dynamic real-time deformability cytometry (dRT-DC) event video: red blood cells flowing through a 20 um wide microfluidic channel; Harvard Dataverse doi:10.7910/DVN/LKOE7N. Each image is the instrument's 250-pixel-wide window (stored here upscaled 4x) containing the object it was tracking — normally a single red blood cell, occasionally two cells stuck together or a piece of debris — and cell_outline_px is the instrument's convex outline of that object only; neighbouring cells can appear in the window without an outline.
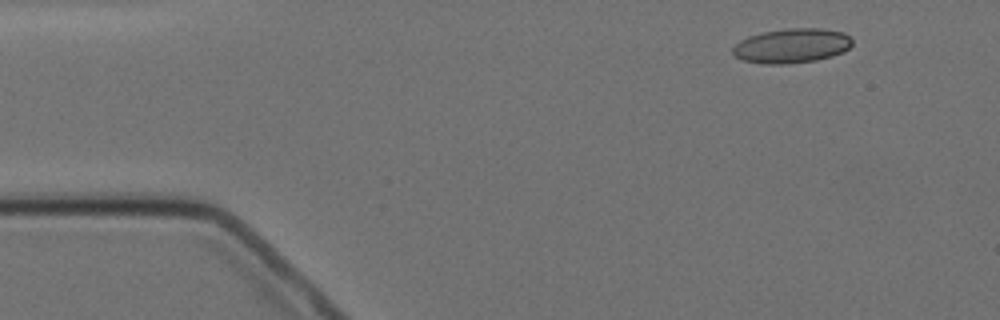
{"species": "Egyptian fruit bat (a non-hibernating species)", "species_latin": "Rousettus aegyptiacus", "temperature_condition": "cold", "stored_images_in_passage": 10, "camera_frame_rate_fps": 3000, "um_per_image_px": 0.085, "animal": {"sex": "female"}, "frame": {"image": 1, "passage_image": 1, "time_ms": 0.0, "image_size_px": [1000, 320], "cell_outline_px": [[852, 44], [844, 52], [832, 56], [816, 60], [784, 64], [764, 64], [744, 60], [736, 56], [732, 52], [732, 48], [740, 40], [748, 36], [760, 32], [788, 28], [820, 28], [844, 32], [852, 36]], "centroid_in_image_um": [67.32, 3.87], "position_along_channel_um": 17.7, "area_um2": 24.22}}
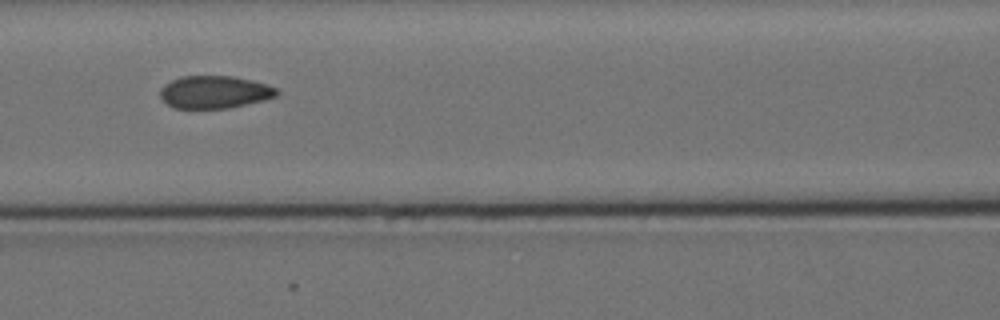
{"frame": {"image": 2, "passage_image": 6, "time_ms": 6.0, "image_size_px": [1000, 320], "cell_outline_px": [[276, 96], [264, 100], [228, 108], [176, 108], [168, 104], [160, 96], [160, 88], [164, 84], [180, 76], [232, 76], [252, 80], [276, 88]], "centroid_in_image_um": [18.2, 7.82], "position_along_channel_um": 148.4, "area_um2": 21.91}}
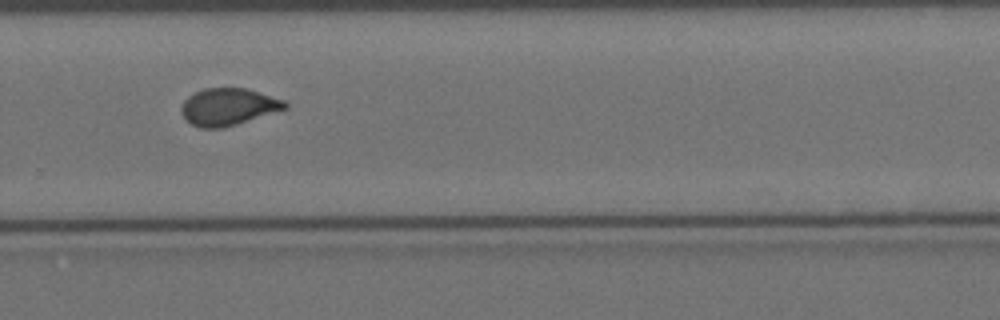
{"frame": {"image": 3, "passage_image": 10, "time_ms": 10.667, "image_size_px": [1000, 320], "cell_outline_px": [[288, 108], [224, 128], [200, 128], [192, 124], [180, 112], [180, 108], [184, 100], [188, 96], [204, 88], [248, 88], [284, 100], [288, 104]], "centroid_in_image_um": [19.41, 9.07], "position_along_channel_um": 310.4, "area_um2": 22.43}}